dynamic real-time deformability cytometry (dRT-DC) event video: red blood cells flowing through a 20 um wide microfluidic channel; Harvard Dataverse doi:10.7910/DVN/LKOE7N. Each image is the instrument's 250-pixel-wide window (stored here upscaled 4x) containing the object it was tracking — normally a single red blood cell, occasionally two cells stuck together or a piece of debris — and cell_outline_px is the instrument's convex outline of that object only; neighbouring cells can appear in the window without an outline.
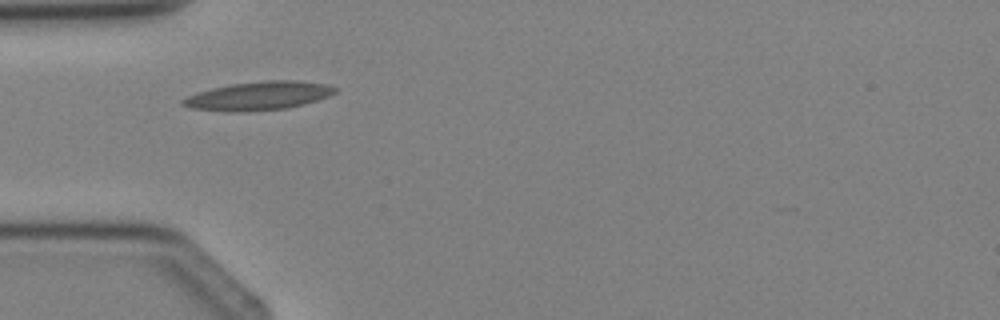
{"species": "Egyptian fruit bat (a non-hibernating species)", "species_latin": "Rousettus aegyptiacus", "temperature_condition": "cold", "stored_images_in_passage": 1, "camera_frame_rate_fps": 3000, "um_per_image_px": 0.085, "animal": {"sex": "female"}, "frame": {"image": 1, "passage_image": 1, "time_ms": 0.0, "image_size_px": [1000, 320], "cell_outline_px": [[336, 92], [328, 96], [304, 104], [288, 108], [244, 112], [228, 112], [192, 108], [180, 104], [180, 100], [196, 92], [212, 88], [232, 84], [264, 80], [296, 80], [328, 84], [336, 88]], "centroid_in_image_um": [21.96, 8.15], "position_along_channel_um": 63.0, "area_um2": 25.43}}